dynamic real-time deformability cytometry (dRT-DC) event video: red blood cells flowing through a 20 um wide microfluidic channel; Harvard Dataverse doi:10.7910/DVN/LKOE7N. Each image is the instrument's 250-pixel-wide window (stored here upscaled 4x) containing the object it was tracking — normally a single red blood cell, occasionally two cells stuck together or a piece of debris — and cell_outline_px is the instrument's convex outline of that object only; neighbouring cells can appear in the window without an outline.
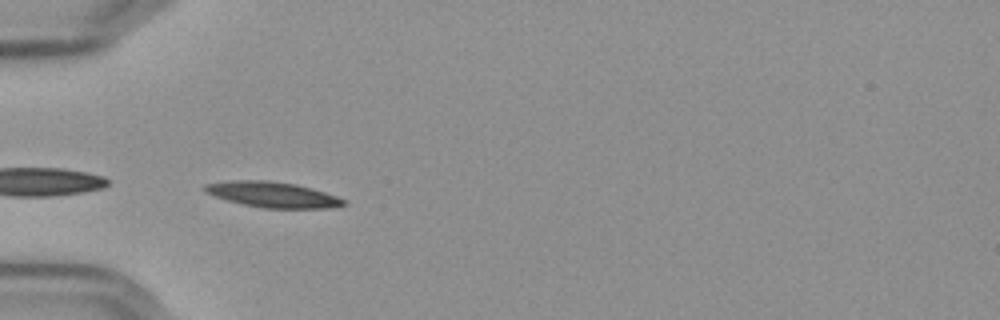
{"species": "Egyptian fruit bat (a non-hibernating species)", "species_latin": "Rousettus aegyptiacus", "temperature_condition": "cold", "stored_images_in_passage": 40, "camera_frame_rate_fps": 3000, "um_per_image_px": 0.085, "frame": {"image": 1, "passage_image": 1, "time_ms": 0.0, "image_size_px": [1000, 320], "cell_outline_px": [[348, 204], [332, 208], [264, 208], [244, 204], [228, 200], [204, 192], [200, 188], [204, 184], [232, 180], [268, 180], [296, 184], [324, 192], [348, 200]], "centroid_in_image_um": [23.18, 16.54], "position_along_channel_um": 61.8, "area_um2": 20.75}}
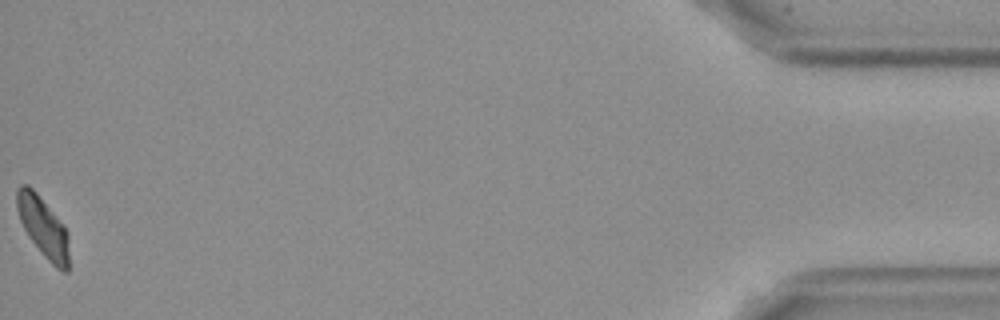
{"frame": {"image": 2, "passage_image": 40, "time_ms": 13.0, "image_size_px": [1000, 320], "cell_outline_px": [[68, 272], [64, 272], [56, 268], [44, 256], [28, 236], [20, 220], [16, 208], [16, 188], [20, 184], [28, 184], [36, 192], [64, 224], [68, 236]], "centroid_in_image_um": [3.65, 19.27], "position_along_channel_um": 431.5, "area_um2": 18.38}, "authors_computed_cell_mechanics": {"area_um2": 19.2185, "velocity_mm_per_s": 3.5705, "shape_relaxation_time_tau1_ms": 3.7413, "shape_relaxation_time_tau2_ms": null, "deformation_change_tau1": 0.132, "deformation_change_tau2": null}}